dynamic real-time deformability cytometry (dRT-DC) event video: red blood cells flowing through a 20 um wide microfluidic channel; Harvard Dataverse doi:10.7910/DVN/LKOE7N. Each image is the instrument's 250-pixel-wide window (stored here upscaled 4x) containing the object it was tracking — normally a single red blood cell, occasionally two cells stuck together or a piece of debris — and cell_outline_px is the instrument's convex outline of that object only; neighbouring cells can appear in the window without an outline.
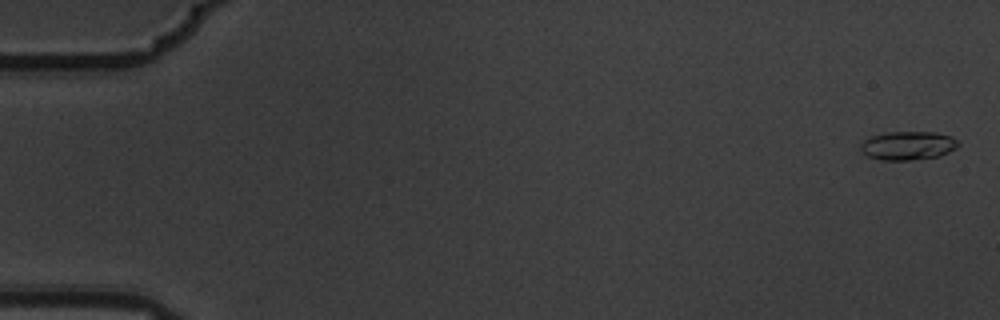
{"species": "common noctule bat (a hibernating species)", "species_latin": "Nyctalus noctula", "temperature_condition": "warm", "stored_images_in_passage": 5, "camera_frame_rate_fps": 3000, "um_per_image_px": 0.085, "animal": {"sex": "male", "body_mass_g": 19.5, "forearm_length_mm": 54.6}, "frame": {"image": 1, "passage_image": 1, "time_ms": 0.0, "image_size_px": [1000, 320], "cell_outline_px": [[960, 144], [956, 148], [940, 156], [908, 160], [880, 160], [868, 156], [860, 148], [860, 144], [864, 140], [872, 136], [888, 132], [932, 132], [952, 136]], "centroid_in_image_um": [77.18, 12.37], "position_along_channel_um": 7.8, "area_um2": 16.18}}